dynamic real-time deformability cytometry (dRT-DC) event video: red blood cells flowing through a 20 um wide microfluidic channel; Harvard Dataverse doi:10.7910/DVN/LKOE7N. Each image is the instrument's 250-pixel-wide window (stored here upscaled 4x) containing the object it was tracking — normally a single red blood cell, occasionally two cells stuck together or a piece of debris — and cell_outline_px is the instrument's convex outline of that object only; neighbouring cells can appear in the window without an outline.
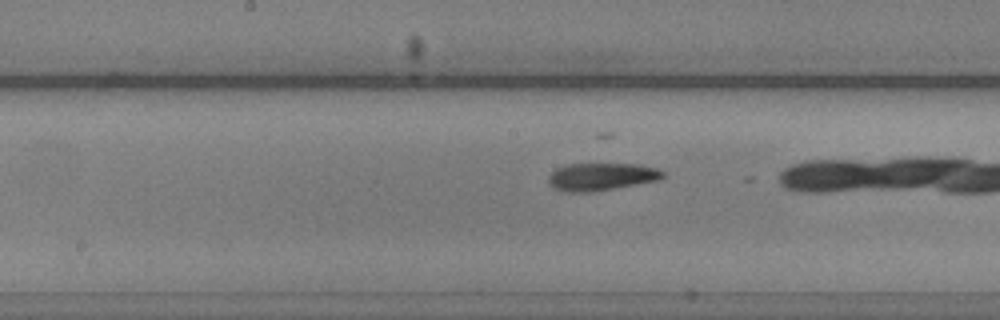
{"species": "common noctule bat (a hibernating species)", "species_latin": "Nyctalus noctula", "temperature_condition": "warm", "stored_images_in_passage": 33, "camera_frame_rate_fps": 3000, "um_per_image_px": 0.085, "animal": {"sex": "male", "body_mass_g": 20.5, "forearm_length_mm": 52.5}, "frame": {"image": 1, "passage_image": 19, "time_ms": 6.0, "image_size_px": [1000, 320], "cell_outline_px": [[664, 176], [660, 180], [616, 188], [592, 192], [564, 192], [552, 188], [548, 184], [548, 176], [556, 168], [568, 164], [640, 164], [656, 168], [664, 172]], "centroid_in_image_um": [51.09, 15.03], "position_along_channel_um": 197.1, "area_um2": 18.61}}